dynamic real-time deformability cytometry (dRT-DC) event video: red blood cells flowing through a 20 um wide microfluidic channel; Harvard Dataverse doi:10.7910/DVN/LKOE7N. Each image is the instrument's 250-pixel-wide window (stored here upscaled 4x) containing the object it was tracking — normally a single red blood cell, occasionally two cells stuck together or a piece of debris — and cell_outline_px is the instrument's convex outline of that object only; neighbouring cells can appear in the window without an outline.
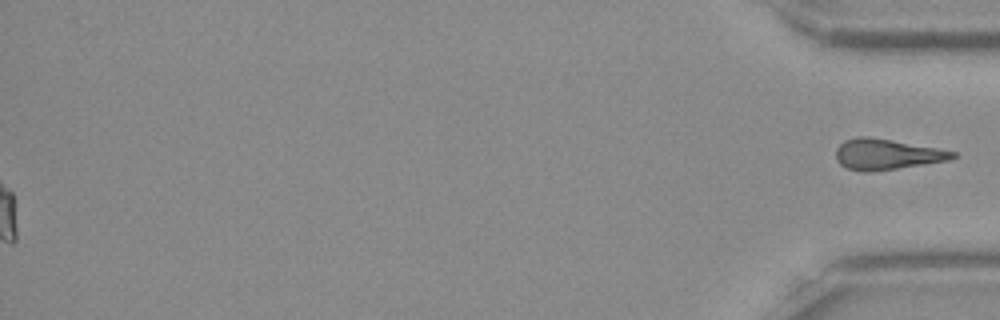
{"species": "Egyptian fruit bat (a non-hibernating species)", "species_latin": "Rousettus aegyptiacus", "temperature_condition": "room temperature", "stored_images_in_passage": 54, "segment_of_instrument_passage": [2, 2], "camera_frame_rate_fps": 3000, "um_per_image_px": 0.085, "frame": {"image": 1, "passage_image": 54, "time_ms": 17.667, "image_size_px": [1000, 320], "cell_outline_px": [[960, 156], [948, 160], [896, 168], [868, 172], [864, 172], [848, 168], [840, 164], [836, 160], [836, 148], [844, 140], [856, 136], [868, 136], [936, 148], [956, 152]], "centroid_in_image_um": [75.34, 13.1], "position_along_channel_um": 359.9, "area_um2": 20.63}}